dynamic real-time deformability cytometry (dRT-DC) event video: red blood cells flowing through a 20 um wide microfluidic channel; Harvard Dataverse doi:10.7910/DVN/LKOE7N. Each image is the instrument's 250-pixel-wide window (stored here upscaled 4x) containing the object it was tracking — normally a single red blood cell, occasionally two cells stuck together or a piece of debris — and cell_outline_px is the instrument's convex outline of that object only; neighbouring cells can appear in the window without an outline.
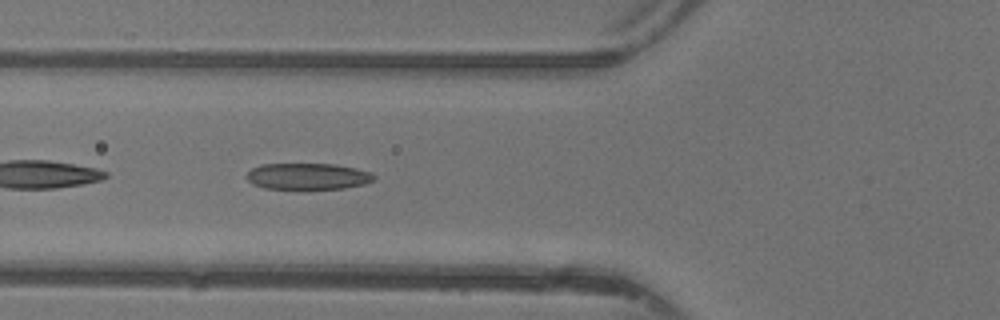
{"species": "common noctule bat (a hibernating species)", "species_latin": "Nyctalus noctula", "temperature_condition": "warm", "stored_images_in_passage": 46, "camera_frame_rate_fps": 3000, "um_per_image_px": 0.085, "animal": {"sex": "female"}, "frame": {"image": 1, "passage_image": 17, "time_ms": 5.333, "image_size_px": [1000, 320], "cell_outline_px": [[376, 180], [364, 184], [344, 188], [264, 188], [252, 184], [244, 176], [252, 168], [260, 164], [336, 164], [356, 168], [372, 172], [376, 176]], "centroid_in_image_um": [26.18, 14.97], "position_along_channel_um": 99.6, "area_um2": 19.59}}
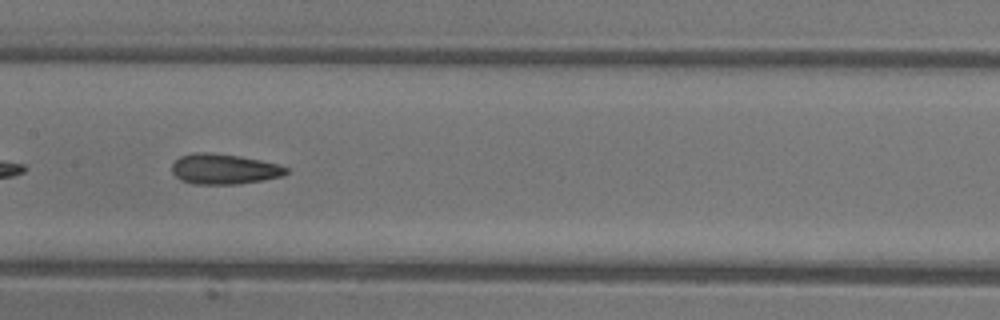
{"frame": {"image": 2, "passage_image": 23, "time_ms": 7.333, "image_size_px": [1000, 320], "cell_outline_px": [[288, 172], [284, 176], [236, 184], [196, 184], [180, 180], [172, 172], [172, 164], [180, 156], [196, 152], [204, 152], [240, 156], [280, 164], [288, 168]], "centroid_in_image_um": [19.05, 14.37], "position_along_channel_um": 188.3, "area_um2": 20.11}}
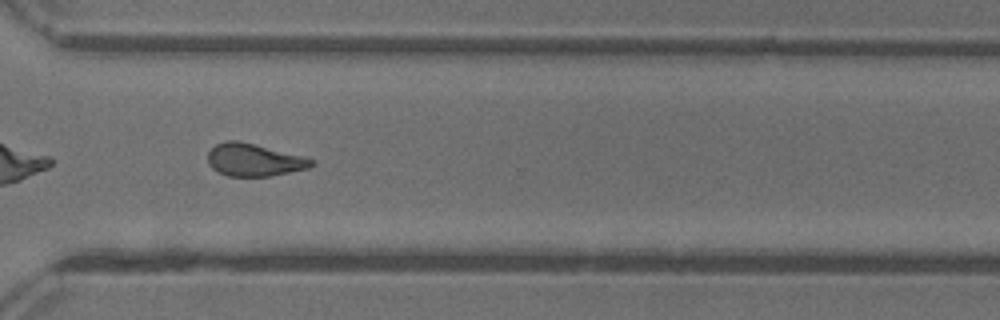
{"frame": {"image": 3, "passage_image": 34, "time_ms": 11.0, "image_size_px": [1000, 320], "cell_outline_px": [[316, 164], [308, 168], [268, 176], [228, 176], [212, 168], [208, 164], [208, 152], [216, 144], [224, 140], [240, 140], [300, 156], [312, 160]], "centroid_in_image_um": [21.54, 13.58], "position_along_channel_um": 349.1, "area_um2": 19.36}, "authors_computed_cell_mechanics": {"area_um2": 20.1144, "velocity_mm_per_s": 4.3967, "shape_relaxation_time_tau1_ms": 6.6998, "shape_relaxation_time_tau2_ms": 1.7562, "deformation_change_tau1": 0.1964, "deformation_change_tau2": 0.0966}}